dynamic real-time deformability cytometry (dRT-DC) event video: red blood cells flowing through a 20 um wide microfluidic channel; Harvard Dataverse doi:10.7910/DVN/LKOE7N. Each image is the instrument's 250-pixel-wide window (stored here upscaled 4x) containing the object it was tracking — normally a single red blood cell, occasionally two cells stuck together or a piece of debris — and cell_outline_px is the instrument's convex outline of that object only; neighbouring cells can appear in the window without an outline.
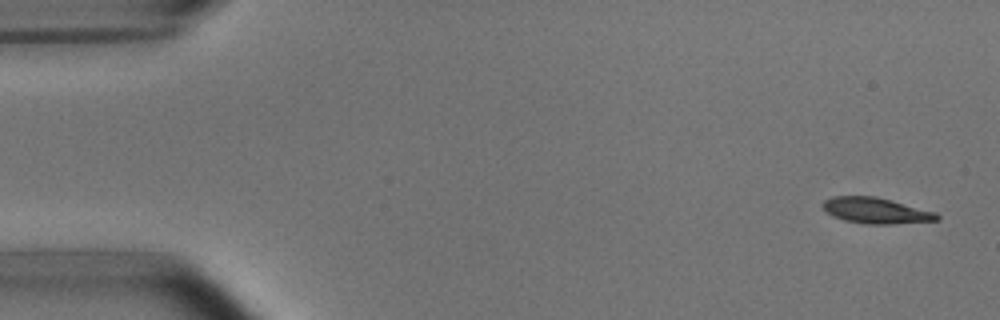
{"species": "common noctule bat (a hibernating species)", "species_latin": "Nyctalus noctula", "temperature_condition": "room temperature", "stored_images_in_passage": 4, "camera_frame_rate_fps": 3000, "um_per_image_px": 0.085, "animal": {"sex": "male", "body_mass_g": 15.6}, "frame": {"image": 1, "passage_image": 1, "time_ms": 0.0, "image_size_px": [1000, 320], "cell_outline_px": [[940, 220], [892, 224], [868, 224], [844, 220], [832, 216], [820, 204], [824, 200], [832, 196], [876, 196], [936, 212], [940, 216]], "centroid_in_image_um": [74.45, 17.9], "position_along_channel_um": 10.5, "area_um2": 17.22}}
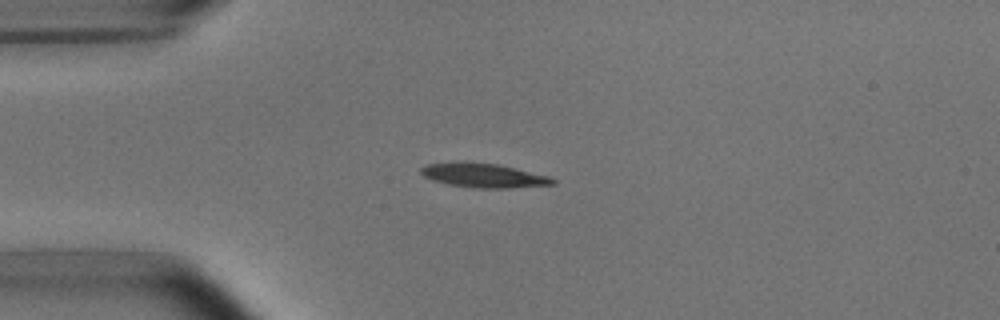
{"frame": {"image": 2, "passage_image": 4, "time_ms": 3.667, "image_size_px": [1000, 320], "cell_outline_px": [[556, 184], [508, 188], [476, 188], [448, 184], [432, 180], [424, 176], [420, 172], [420, 168], [424, 164], [456, 160], [496, 164], [548, 176], [556, 180]], "centroid_in_image_um": [41.01, 14.89], "position_along_channel_um": 44.0, "area_um2": 18.73}}